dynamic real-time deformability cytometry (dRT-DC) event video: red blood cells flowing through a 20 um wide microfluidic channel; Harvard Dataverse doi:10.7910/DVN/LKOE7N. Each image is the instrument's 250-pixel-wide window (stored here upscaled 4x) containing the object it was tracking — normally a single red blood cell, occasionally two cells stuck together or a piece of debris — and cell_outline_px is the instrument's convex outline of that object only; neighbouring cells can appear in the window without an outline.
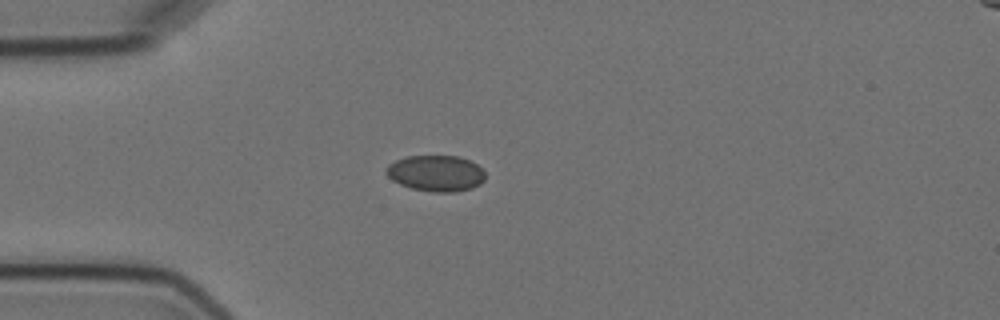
{"species": "Egyptian fruit bat (a non-hibernating species)", "species_latin": "Rousettus aegyptiacus", "temperature_condition": "cold", "stored_images_in_passage": 7, "camera_frame_rate_fps": 3000, "um_per_image_px": 0.085, "animal": {"sex": "female"}, "frame": {"image": 1, "passage_image": 1, "time_ms": 0.0, "image_size_px": [1000, 320], "cell_outline_px": [[484, 180], [480, 184], [472, 188], [456, 192], [432, 192], [412, 188], [400, 184], [392, 180], [384, 172], [384, 168], [388, 164], [404, 156], [460, 156], [476, 164], [484, 172]], "centroid_in_image_um": [37.02, 14.73], "position_along_channel_um": 48.0, "area_um2": 20.92}}
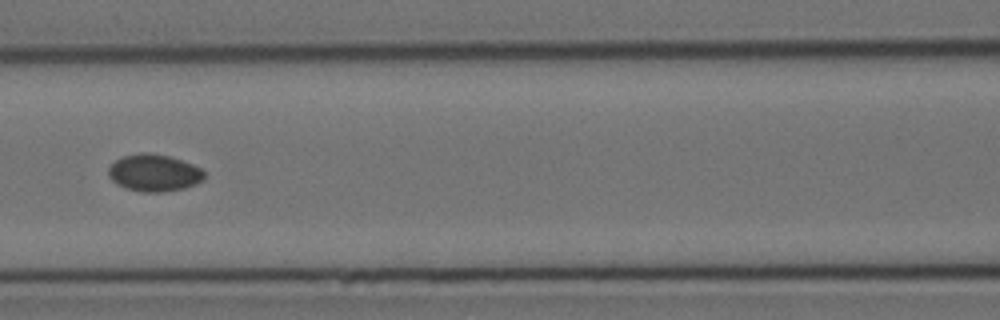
{"frame": {"image": 2, "passage_image": 4, "time_ms": 3.333, "image_size_px": [1000, 320], "cell_outline_px": [[204, 180], [196, 184], [184, 188], [160, 192], [140, 192], [124, 188], [116, 184], [108, 176], [108, 168], [116, 160], [124, 156], [140, 152], [144, 152], [168, 156], [192, 164], [200, 168], [204, 172]], "centroid_in_image_um": [13.07, 14.7], "position_along_channel_um": 153.5, "area_um2": 20.69}}
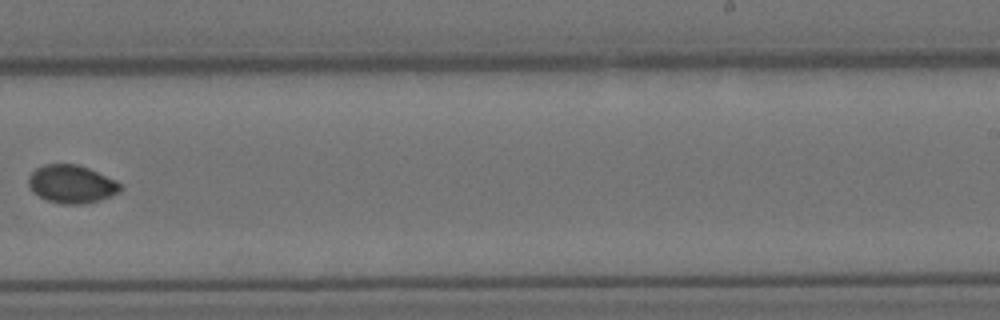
{"frame": {"image": 3, "passage_image": 7, "time_ms": 7.0, "image_size_px": [1000, 320], "cell_outline_px": [[124, 188], [120, 192], [100, 200], [84, 204], [60, 204], [48, 200], [32, 192], [28, 184], [28, 176], [36, 168], [44, 164], [76, 164], [88, 168], [116, 180]], "centroid_in_image_um": [6.09, 15.65], "position_along_channel_um": 282.9, "area_um2": 20.46}}